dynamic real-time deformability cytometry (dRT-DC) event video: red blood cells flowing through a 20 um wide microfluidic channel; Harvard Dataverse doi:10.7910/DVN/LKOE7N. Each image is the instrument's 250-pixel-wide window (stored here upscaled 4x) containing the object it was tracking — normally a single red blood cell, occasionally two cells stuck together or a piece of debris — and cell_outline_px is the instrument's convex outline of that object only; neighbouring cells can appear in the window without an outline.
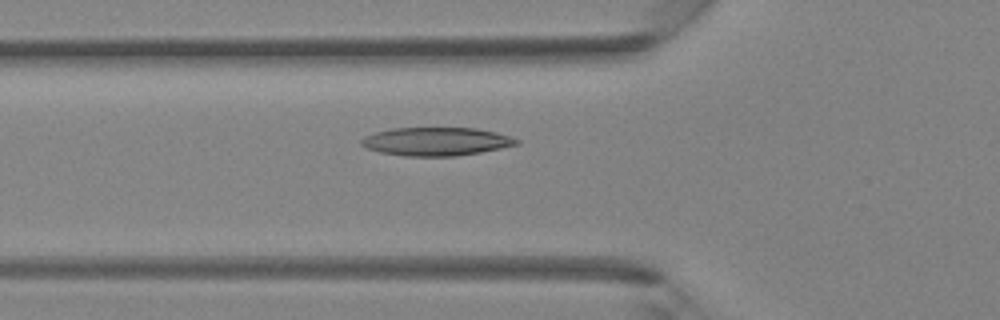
{"species": "Egyptian fruit bat (a non-hibernating species)", "species_latin": "Rousettus aegyptiacus", "temperature_condition": "room temperature", "stored_images_in_passage": 27, "camera_frame_rate_fps": 3000, "um_per_image_px": 0.085, "animal": {"sex": "female"}, "frame": {"image": 1, "passage_image": 2, "time_ms": 0.333, "image_size_px": [1000, 320], "cell_outline_px": [[520, 144], [480, 152], [456, 156], [404, 156], [380, 152], [368, 148], [360, 144], [360, 140], [364, 136], [376, 132], [392, 128], [476, 128], [496, 132], [520, 140]], "centroid_in_image_um": [37.07, 12.02], "position_along_channel_um": 88.7, "area_um2": 25.55}}
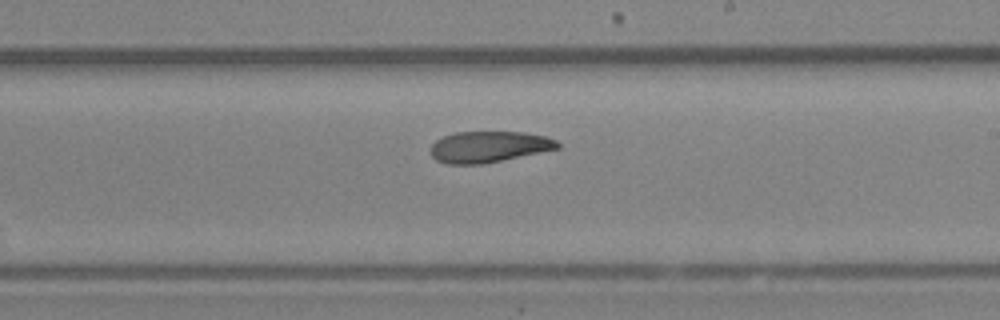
{"frame": {"image": 2, "passage_image": 12, "time_ms": 3.667, "image_size_px": [1000, 320], "cell_outline_px": [[560, 148], [484, 164], [448, 164], [436, 160], [432, 156], [432, 144], [436, 140], [444, 136], [456, 132], [524, 132], [548, 136], [556, 140], [560, 144]], "centroid_in_image_um": [41.58, 12.47], "position_along_channel_um": 247.4, "area_um2": 23.06}}
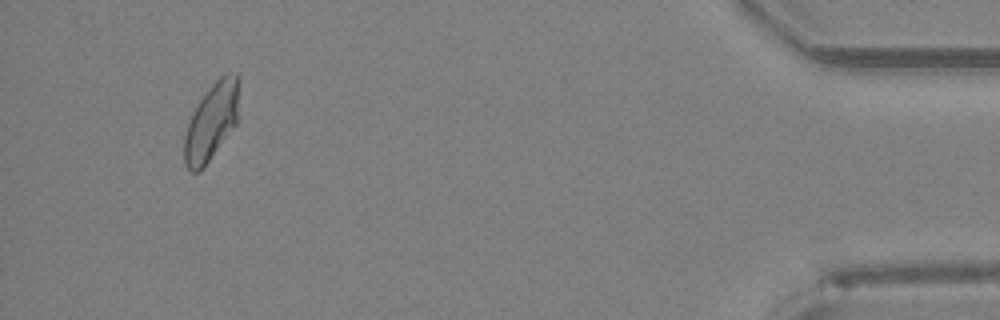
{"frame": {"image": 3, "passage_image": 27, "time_ms": 8.667, "image_size_px": [1000, 320], "cell_outline_px": [[240, 80], [236, 124], [200, 172], [192, 172], [184, 164], [184, 136], [192, 112], [208, 88], [220, 76], [228, 72], [240, 76]], "centroid_in_image_um": [17.98, 10.32], "position_along_channel_um": 417.2, "area_um2": 24.57}}